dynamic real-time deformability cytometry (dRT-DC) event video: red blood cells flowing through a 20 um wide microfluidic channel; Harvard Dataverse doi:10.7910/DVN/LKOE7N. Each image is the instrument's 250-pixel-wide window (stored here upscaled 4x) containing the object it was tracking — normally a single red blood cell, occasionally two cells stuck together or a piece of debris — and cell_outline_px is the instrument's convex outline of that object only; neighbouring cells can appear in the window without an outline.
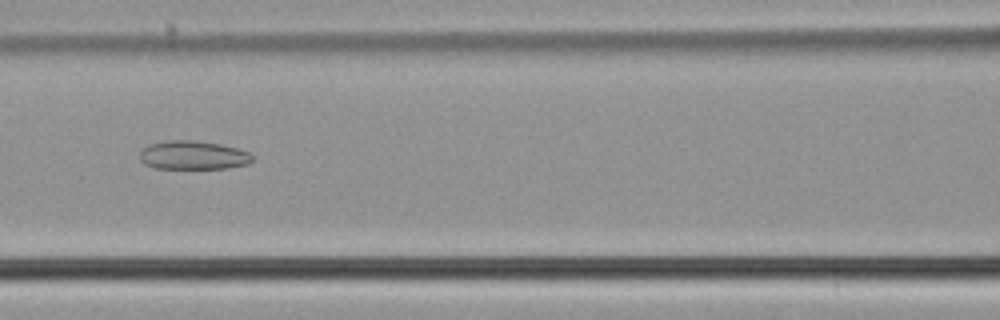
{"species": "common noctule bat (a hibernating species)", "species_latin": "Nyctalus noctula", "temperature_condition": "cold", "stored_images_in_passage": 55, "camera_frame_rate_fps": 3000, "um_per_image_px": 0.085, "animal": {"sex": "male", "body_mass_g": 21.5, "forearm_length_mm": 52.0}, "frame": {"image": 1, "passage_image": 25, "time_ms": 8.0, "image_size_px": [1000, 320], "cell_outline_px": [[252, 160], [248, 164], [228, 168], [156, 168], [144, 164], [140, 160], [140, 152], [148, 144], [164, 140], [196, 140], [220, 144], [236, 148], [248, 152], [252, 156]], "centroid_in_image_um": [16.38, 13.18], "position_along_channel_um": 150.2, "area_um2": 18.84}}
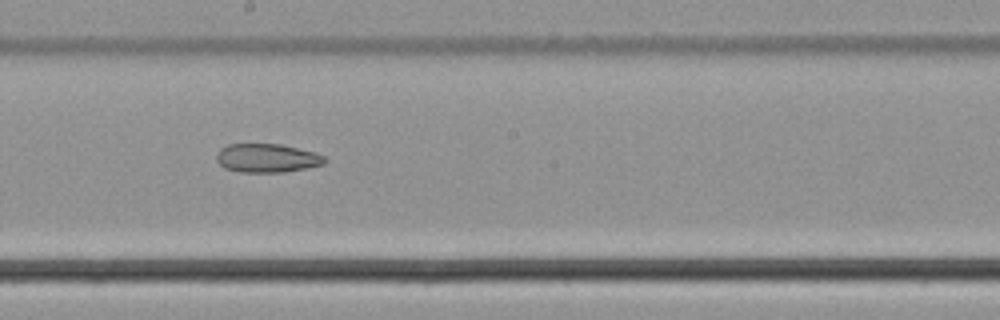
{"frame": {"image": 2, "passage_image": 31, "time_ms": 10.0, "image_size_px": [1000, 320], "cell_outline_px": [[328, 160], [324, 164], [308, 168], [284, 172], [240, 172], [224, 168], [216, 160], [216, 152], [220, 148], [228, 144], [280, 144], [316, 152], [324, 156]], "centroid_in_image_um": [22.7, 13.44], "position_along_channel_um": 225.5, "area_um2": 18.32}}
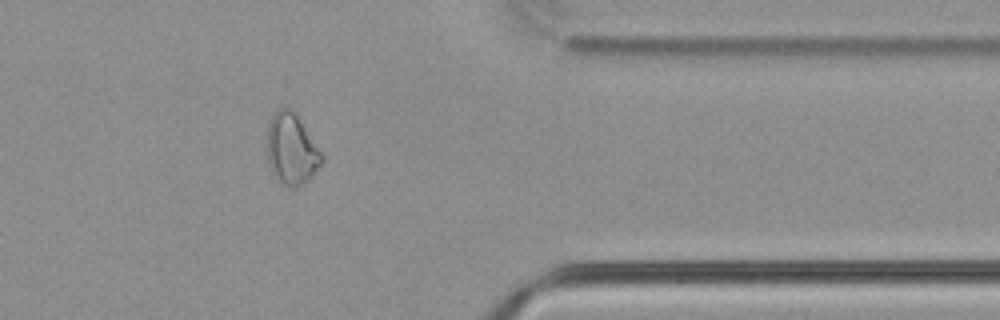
{"frame": {"image": 3, "passage_image": 45, "time_ms": 14.667, "image_size_px": [1000, 320], "cell_outline_px": [[324, 160], [312, 176], [308, 180], [292, 188], [280, 184], [276, 180], [272, 172], [268, 160], [268, 124], [272, 116], [280, 108], [292, 108], [324, 156]], "centroid_in_image_um": [24.78, 12.7], "position_along_channel_um": 386.6, "area_um2": 22.43}}